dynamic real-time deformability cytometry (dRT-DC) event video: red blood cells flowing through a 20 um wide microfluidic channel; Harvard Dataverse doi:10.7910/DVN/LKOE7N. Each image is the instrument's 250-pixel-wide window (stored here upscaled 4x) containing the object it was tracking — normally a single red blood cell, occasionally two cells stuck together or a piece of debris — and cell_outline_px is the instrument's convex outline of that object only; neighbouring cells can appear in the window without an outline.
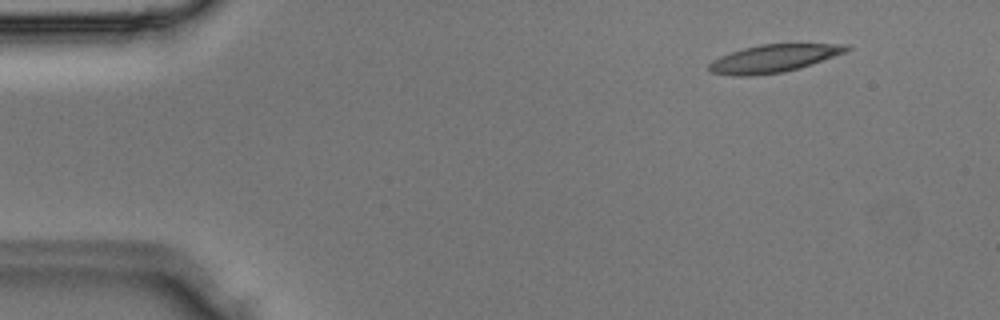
{"species": "Egyptian fruit bat (a non-hibernating species)", "species_latin": "Rousettus aegyptiacus", "temperature_condition": "room temperature", "stored_images_in_passage": 3, "camera_frame_rate_fps": 3000, "um_per_image_px": 0.085, "animal": {"sex": "male"}, "frame": {"image": 1, "passage_image": 1, "time_ms": 0.0, "image_size_px": [1000, 320], "cell_outline_px": [[852, 48], [844, 52], [812, 64], [800, 68], [784, 72], [752, 76], [732, 76], [712, 72], [708, 68], [708, 64], [712, 60], [720, 56], [744, 48], [760, 44], [848, 44]], "centroid_in_image_um": [65.73, 4.97], "position_along_channel_um": 19.3, "area_um2": 22.14}}